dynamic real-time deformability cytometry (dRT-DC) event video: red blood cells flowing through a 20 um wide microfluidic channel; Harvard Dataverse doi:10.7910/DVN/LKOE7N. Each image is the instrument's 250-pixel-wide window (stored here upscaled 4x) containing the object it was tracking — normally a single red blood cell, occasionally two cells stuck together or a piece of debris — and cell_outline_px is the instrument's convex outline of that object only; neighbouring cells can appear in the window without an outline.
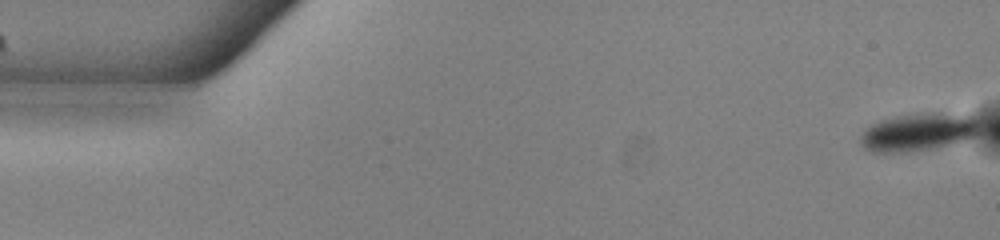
{"species": "common noctule bat (a hibernating species)", "species_latin": "Nyctalus noctula", "temperature_condition": "warm", "stored_images_in_passage": 53, "camera_frame_rate_fps": 3000, "um_per_image_px": 0.085, "animal": {"sex": "male", "body_mass_g": 13.0, "forearm_length_mm": 53.1}, "frame": {"image": 1, "passage_image": 1, "time_ms": 0.0, "image_size_px": [1000, 240], "cell_outline_px": [[980, 132], [964, 140], [936, 148], [908, 152], [872, 152], [864, 148], [860, 144], [860, 136], [872, 124], [880, 120], [900, 116], [928, 112], [940, 112], [968, 116], [976, 120], [980, 124]], "centroid_in_image_um": [78.05, 11.24], "position_along_channel_um": 6.9, "area_um2": 26.07}}
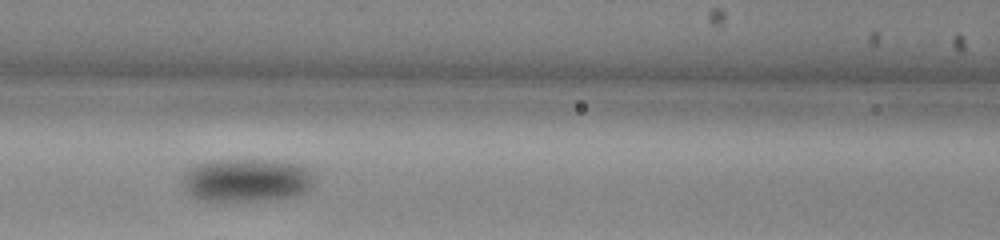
{"frame": {"image": 2, "passage_image": 23, "time_ms": 7.333, "image_size_px": [1000, 240], "cell_outline_px": [[312, 180], [308, 188], [292, 196], [264, 200], [200, 200], [192, 196], [184, 188], [184, 172], [208, 160], [272, 160], [296, 164], [308, 168]], "centroid_in_image_um": [20.9, 15.3], "position_along_channel_um": 145.7, "area_um2": 32.31}}
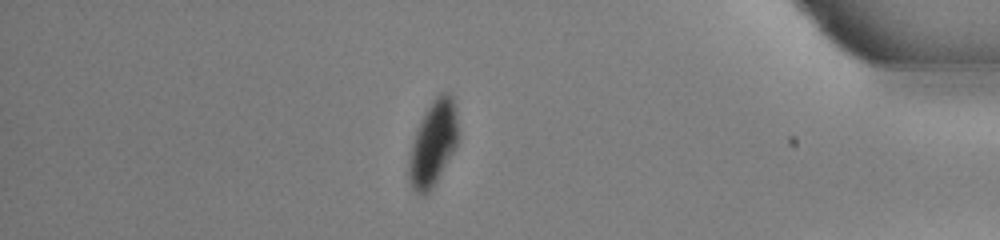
{"frame": {"image": 3, "passage_image": 46, "time_ms": 15.0, "image_size_px": [1000, 240], "cell_outline_px": [[456, 144], [452, 152], [436, 180], [428, 192], [424, 196], [420, 196], [412, 188], [408, 180], [408, 160], [412, 140], [416, 128], [424, 112], [432, 100], [440, 92], [448, 92], [452, 96], [456, 108]], "centroid_in_image_um": [36.75, 12.17], "position_along_channel_um": 398.4, "area_um2": 24.1}, "authors_computed_cell_mechanics": {"area_um2": 28.7844, "velocity_mm_per_s": 3.8317, "shape_relaxation_time_tau1_ms": 1.8361, "shape_relaxation_time_tau2_ms": null, "deformation_change_tau1": 0.0705, "deformation_change_tau2": null}}